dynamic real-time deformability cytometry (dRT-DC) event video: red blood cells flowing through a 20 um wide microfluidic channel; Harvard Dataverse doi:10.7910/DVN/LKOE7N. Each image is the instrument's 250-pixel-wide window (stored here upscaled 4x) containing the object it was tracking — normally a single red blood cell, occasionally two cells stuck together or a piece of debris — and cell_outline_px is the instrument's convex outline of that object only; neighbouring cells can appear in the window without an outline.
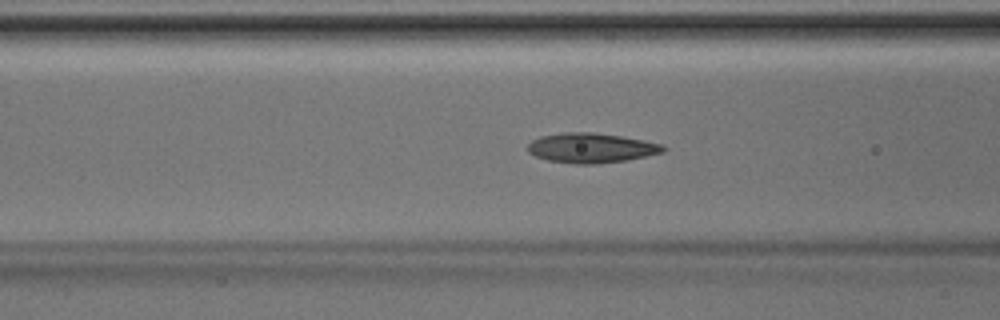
{"species": "Egyptian fruit bat (a non-hibernating species)", "species_latin": "Rousettus aegyptiacus", "temperature_condition": "room temperature", "stored_images_in_passage": 46, "segment_of_instrument_passage": [1, 2], "camera_frame_rate_fps": 3000, "um_per_image_px": 0.085, "animal": {"sex": "male"}, "frame": {"image": 1, "passage_image": 17, "time_ms": 5.333, "image_size_px": [1000, 320], "cell_outline_px": [[668, 148], [664, 152], [628, 160], [596, 164], [576, 164], [548, 160], [536, 156], [528, 152], [528, 144], [532, 140], [540, 136], [564, 132], [592, 132], [620, 136], [644, 140], [660, 144]], "centroid_in_image_um": [50.26, 12.57], "position_along_channel_um": 116.3, "area_um2": 23.52}}
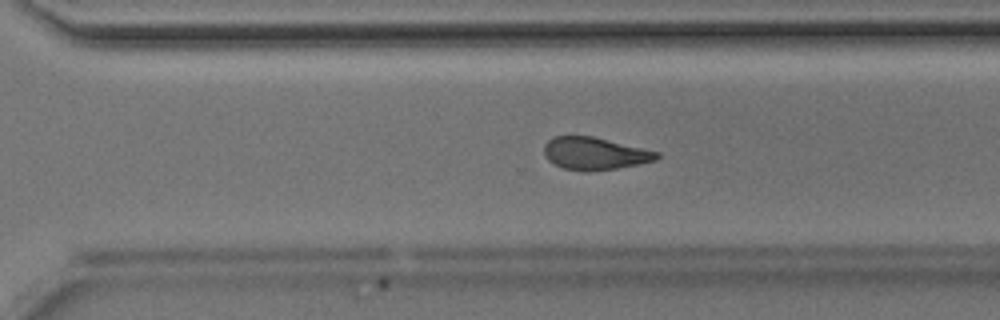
{"frame": {"image": 2, "passage_image": 31, "time_ms": 10.0, "image_size_px": [1000, 320], "cell_outline_px": [[660, 156], [656, 160], [616, 168], [564, 168], [548, 160], [544, 156], [544, 144], [552, 136], [592, 136], [660, 152]], "centroid_in_image_um": [50.54, 12.99], "position_along_channel_um": 320.1, "area_um2": 20.46}}
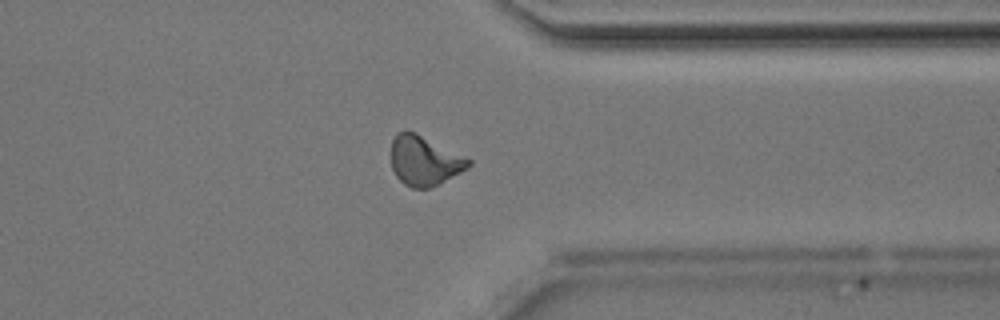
{"frame": {"image": 3, "passage_image": 35, "time_ms": 11.333, "image_size_px": [1000, 320], "cell_outline_px": [[472, 164], [468, 168], [428, 188], [412, 188], [404, 184], [396, 176], [392, 168], [392, 140], [396, 132], [404, 128], [408, 128], [472, 160]], "centroid_in_image_um": [36.04, 13.61], "position_along_channel_um": 375.4, "area_um2": 22.37}}